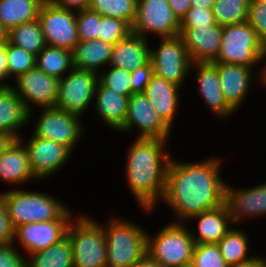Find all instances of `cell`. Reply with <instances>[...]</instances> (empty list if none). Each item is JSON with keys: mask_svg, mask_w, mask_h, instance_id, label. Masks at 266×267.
<instances>
[{"mask_svg": "<svg viewBox=\"0 0 266 267\" xmlns=\"http://www.w3.org/2000/svg\"><path fill=\"white\" fill-rule=\"evenodd\" d=\"M209 156L187 161L171 157L162 203L173 213V222L186 223L192 216L225 203L227 180L222 179V158Z\"/></svg>", "mask_w": 266, "mask_h": 267, "instance_id": "obj_1", "label": "cell"}, {"mask_svg": "<svg viewBox=\"0 0 266 267\" xmlns=\"http://www.w3.org/2000/svg\"><path fill=\"white\" fill-rule=\"evenodd\" d=\"M169 143L170 140L161 138H135L127 147L124 182L137 207L148 214L163 200L172 157L171 150L167 151Z\"/></svg>", "mask_w": 266, "mask_h": 267, "instance_id": "obj_2", "label": "cell"}, {"mask_svg": "<svg viewBox=\"0 0 266 267\" xmlns=\"http://www.w3.org/2000/svg\"><path fill=\"white\" fill-rule=\"evenodd\" d=\"M17 188L4 191L8 217L14 228L31 222L73 219V208L65 205L55 195Z\"/></svg>", "mask_w": 266, "mask_h": 267, "instance_id": "obj_3", "label": "cell"}, {"mask_svg": "<svg viewBox=\"0 0 266 267\" xmlns=\"http://www.w3.org/2000/svg\"><path fill=\"white\" fill-rule=\"evenodd\" d=\"M112 214L108 223H103L107 267H134L147 254L148 231L131 220Z\"/></svg>", "mask_w": 266, "mask_h": 267, "instance_id": "obj_4", "label": "cell"}, {"mask_svg": "<svg viewBox=\"0 0 266 267\" xmlns=\"http://www.w3.org/2000/svg\"><path fill=\"white\" fill-rule=\"evenodd\" d=\"M66 236L72 246L73 267H107L103 222L88 213L74 215Z\"/></svg>", "mask_w": 266, "mask_h": 267, "instance_id": "obj_5", "label": "cell"}, {"mask_svg": "<svg viewBox=\"0 0 266 267\" xmlns=\"http://www.w3.org/2000/svg\"><path fill=\"white\" fill-rule=\"evenodd\" d=\"M188 224L170 221L158 232H147V255L164 267H189L195 242Z\"/></svg>", "mask_w": 266, "mask_h": 267, "instance_id": "obj_6", "label": "cell"}, {"mask_svg": "<svg viewBox=\"0 0 266 267\" xmlns=\"http://www.w3.org/2000/svg\"><path fill=\"white\" fill-rule=\"evenodd\" d=\"M213 62L244 65L257 69L266 65V47L247 22L223 26L222 43Z\"/></svg>", "mask_w": 266, "mask_h": 267, "instance_id": "obj_7", "label": "cell"}, {"mask_svg": "<svg viewBox=\"0 0 266 267\" xmlns=\"http://www.w3.org/2000/svg\"><path fill=\"white\" fill-rule=\"evenodd\" d=\"M39 111L41 113L38 114L39 116H35L34 111L29 112V122H31V119L38 117L34 119L36 122L33 123L32 134L36 137L51 139L60 143L74 153L81 137L86 135L84 132L87 126L82 124L83 118L56 107L41 108Z\"/></svg>", "mask_w": 266, "mask_h": 267, "instance_id": "obj_8", "label": "cell"}, {"mask_svg": "<svg viewBox=\"0 0 266 267\" xmlns=\"http://www.w3.org/2000/svg\"><path fill=\"white\" fill-rule=\"evenodd\" d=\"M157 47H150L154 74L180 87L190 75L192 61L180 35L160 38Z\"/></svg>", "mask_w": 266, "mask_h": 267, "instance_id": "obj_9", "label": "cell"}, {"mask_svg": "<svg viewBox=\"0 0 266 267\" xmlns=\"http://www.w3.org/2000/svg\"><path fill=\"white\" fill-rule=\"evenodd\" d=\"M131 33L147 40L152 34L158 39L175 37L180 34V21L167 0H138Z\"/></svg>", "mask_w": 266, "mask_h": 267, "instance_id": "obj_10", "label": "cell"}, {"mask_svg": "<svg viewBox=\"0 0 266 267\" xmlns=\"http://www.w3.org/2000/svg\"><path fill=\"white\" fill-rule=\"evenodd\" d=\"M98 74L93 71L73 68L59 82L55 107L84 117L93 106Z\"/></svg>", "mask_w": 266, "mask_h": 267, "instance_id": "obj_11", "label": "cell"}, {"mask_svg": "<svg viewBox=\"0 0 266 267\" xmlns=\"http://www.w3.org/2000/svg\"><path fill=\"white\" fill-rule=\"evenodd\" d=\"M172 131L155 111L149 98L144 93H134L129 96L126 120L118 133L127 135L131 132V134L133 133L132 136L137 133L135 138L170 140Z\"/></svg>", "mask_w": 266, "mask_h": 267, "instance_id": "obj_12", "label": "cell"}, {"mask_svg": "<svg viewBox=\"0 0 266 267\" xmlns=\"http://www.w3.org/2000/svg\"><path fill=\"white\" fill-rule=\"evenodd\" d=\"M38 19L46 45L72 51L80 41L76 11L57 7L50 0H45L40 7Z\"/></svg>", "mask_w": 266, "mask_h": 267, "instance_id": "obj_13", "label": "cell"}, {"mask_svg": "<svg viewBox=\"0 0 266 267\" xmlns=\"http://www.w3.org/2000/svg\"><path fill=\"white\" fill-rule=\"evenodd\" d=\"M22 136L19 140L27 150L31 171L39 182L54 176L70 162L73 152L68 147L33 134L31 137L29 134V140H25L24 134Z\"/></svg>", "mask_w": 266, "mask_h": 267, "instance_id": "obj_14", "label": "cell"}, {"mask_svg": "<svg viewBox=\"0 0 266 267\" xmlns=\"http://www.w3.org/2000/svg\"><path fill=\"white\" fill-rule=\"evenodd\" d=\"M13 82L12 88L28 112L33 111L35 107L40 109L55 107L60 79L49 76L35 67L19 75Z\"/></svg>", "mask_w": 266, "mask_h": 267, "instance_id": "obj_15", "label": "cell"}, {"mask_svg": "<svg viewBox=\"0 0 266 267\" xmlns=\"http://www.w3.org/2000/svg\"><path fill=\"white\" fill-rule=\"evenodd\" d=\"M212 63L217 67L224 99L235 112L240 110L242 103L250 96L248 93L253 90L251 88L256 85V81L264 87L265 65L261 69L258 66L259 70L255 72L256 68L244 65Z\"/></svg>", "mask_w": 266, "mask_h": 267, "instance_id": "obj_16", "label": "cell"}, {"mask_svg": "<svg viewBox=\"0 0 266 267\" xmlns=\"http://www.w3.org/2000/svg\"><path fill=\"white\" fill-rule=\"evenodd\" d=\"M235 187L227 182L225 188V204L233 225L245 224L251 218H266V182L247 188Z\"/></svg>", "mask_w": 266, "mask_h": 267, "instance_id": "obj_17", "label": "cell"}, {"mask_svg": "<svg viewBox=\"0 0 266 267\" xmlns=\"http://www.w3.org/2000/svg\"><path fill=\"white\" fill-rule=\"evenodd\" d=\"M72 220H50L31 222L15 227L13 244L19 243L26 258L37 251L60 242L66 237L67 229Z\"/></svg>", "mask_w": 266, "mask_h": 267, "instance_id": "obj_18", "label": "cell"}, {"mask_svg": "<svg viewBox=\"0 0 266 267\" xmlns=\"http://www.w3.org/2000/svg\"><path fill=\"white\" fill-rule=\"evenodd\" d=\"M193 72L198 94L212 116L218 120H229L236 112L224 99L217 67L212 62L192 63L190 75Z\"/></svg>", "mask_w": 266, "mask_h": 267, "instance_id": "obj_19", "label": "cell"}, {"mask_svg": "<svg viewBox=\"0 0 266 267\" xmlns=\"http://www.w3.org/2000/svg\"><path fill=\"white\" fill-rule=\"evenodd\" d=\"M223 26L209 25L195 28H180L187 53L192 63L213 62L220 51Z\"/></svg>", "mask_w": 266, "mask_h": 267, "instance_id": "obj_20", "label": "cell"}, {"mask_svg": "<svg viewBox=\"0 0 266 267\" xmlns=\"http://www.w3.org/2000/svg\"><path fill=\"white\" fill-rule=\"evenodd\" d=\"M181 90L180 86L154 74L144 91L155 111L172 130L181 105Z\"/></svg>", "mask_w": 266, "mask_h": 267, "instance_id": "obj_21", "label": "cell"}, {"mask_svg": "<svg viewBox=\"0 0 266 267\" xmlns=\"http://www.w3.org/2000/svg\"><path fill=\"white\" fill-rule=\"evenodd\" d=\"M196 221L197 230H191L195 244H217L231 229L233 223L227 205L224 203L216 208L204 211L187 220ZM193 231V232H192ZM194 231L196 233H194Z\"/></svg>", "mask_w": 266, "mask_h": 267, "instance_id": "obj_22", "label": "cell"}, {"mask_svg": "<svg viewBox=\"0 0 266 267\" xmlns=\"http://www.w3.org/2000/svg\"><path fill=\"white\" fill-rule=\"evenodd\" d=\"M128 101L129 96L120 95L98 81L93 102L94 115H97L103 126L119 132L126 120Z\"/></svg>", "mask_w": 266, "mask_h": 267, "instance_id": "obj_23", "label": "cell"}, {"mask_svg": "<svg viewBox=\"0 0 266 267\" xmlns=\"http://www.w3.org/2000/svg\"><path fill=\"white\" fill-rule=\"evenodd\" d=\"M0 181L12 187L32 181L39 183L31 171L27 150L19 139L0 156Z\"/></svg>", "mask_w": 266, "mask_h": 267, "instance_id": "obj_24", "label": "cell"}, {"mask_svg": "<svg viewBox=\"0 0 266 267\" xmlns=\"http://www.w3.org/2000/svg\"><path fill=\"white\" fill-rule=\"evenodd\" d=\"M150 42L140 35L130 33L113 46L109 66L133 71L150 61Z\"/></svg>", "mask_w": 266, "mask_h": 267, "instance_id": "obj_25", "label": "cell"}, {"mask_svg": "<svg viewBox=\"0 0 266 267\" xmlns=\"http://www.w3.org/2000/svg\"><path fill=\"white\" fill-rule=\"evenodd\" d=\"M28 122L29 112L15 90L12 87L0 90V133L19 139L22 127L25 129Z\"/></svg>", "mask_w": 266, "mask_h": 267, "instance_id": "obj_26", "label": "cell"}, {"mask_svg": "<svg viewBox=\"0 0 266 267\" xmlns=\"http://www.w3.org/2000/svg\"><path fill=\"white\" fill-rule=\"evenodd\" d=\"M113 46L100 39L79 41L72 50L73 66L99 74L109 66Z\"/></svg>", "mask_w": 266, "mask_h": 267, "instance_id": "obj_27", "label": "cell"}, {"mask_svg": "<svg viewBox=\"0 0 266 267\" xmlns=\"http://www.w3.org/2000/svg\"><path fill=\"white\" fill-rule=\"evenodd\" d=\"M45 0H0V22L9 32L12 28L38 19Z\"/></svg>", "mask_w": 266, "mask_h": 267, "instance_id": "obj_28", "label": "cell"}, {"mask_svg": "<svg viewBox=\"0 0 266 267\" xmlns=\"http://www.w3.org/2000/svg\"><path fill=\"white\" fill-rule=\"evenodd\" d=\"M250 242L249 232L239 226H232L217 245L225 262L231 267L255 257V255H248L251 249Z\"/></svg>", "mask_w": 266, "mask_h": 267, "instance_id": "obj_29", "label": "cell"}, {"mask_svg": "<svg viewBox=\"0 0 266 267\" xmlns=\"http://www.w3.org/2000/svg\"><path fill=\"white\" fill-rule=\"evenodd\" d=\"M26 267H73L72 246L68 237L45 250L30 254L26 258Z\"/></svg>", "mask_w": 266, "mask_h": 267, "instance_id": "obj_30", "label": "cell"}, {"mask_svg": "<svg viewBox=\"0 0 266 267\" xmlns=\"http://www.w3.org/2000/svg\"><path fill=\"white\" fill-rule=\"evenodd\" d=\"M36 67L61 79L74 68L72 51L46 45L36 56Z\"/></svg>", "mask_w": 266, "mask_h": 267, "instance_id": "obj_31", "label": "cell"}, {"mask_svg": "<svg viewBox=\"0 0 266 267\" xmlns=\"http://www.w3.org/2000/svg\"><path fill=\"white\" fill-rule=\"evenodd\" d=\"M8 41L35 56L46 46L39 19L12 28L8 32Z\"/></svg>", "mask_w": 266, "mask_h": 267, "instance_id": "obj_32", "label": "cell"}, {"mask_svg": "<svg viewBox=\"0 0 266 267\" xmlns=\"http://www.w3.org/2000/svg\"><path fill=\"white\" fill-rule=\"evenodd\" d=\"M138 0H91L89 9L108 16L125 21L132 26L137 13Z\"/></svg>", "mask_w": 266, "mask_h": 267, "instance_id": "obj_33", "label": "cell"}, {"mask_svg": "<svg viewBox=\"0 0 266 267\" xmlns=\"http://www.w3.org/2000/svg\"><path fill=\"white\" fill-rule=\"evenodd\" d=\"M250 0H216L212 12L221 26L247 21Z\"/></svg>", "mask_w": 266, "mask_h": 267, "instance_id": "obj_34", "label": "cell"}, {"mask_svg": "<svg viewBox=\"0 0 266 267\" xmlns=\"http://www.w3.org/2000/svg\"><path fill=\"white\" fill-rule=\"evenodd\" d=\"M8 78L12 81L19 75L36 67V56L6 41Z\"/></svg>", "mask_w": 266, "mask_h": 267, "instance_id": "obj_35", "label": "cell"}, {"mask_svg": "<svg viewBox=\"0 0 266 267\" xmlns=\"http://www.w3.org/2000/svg\"><path fill=\"white\" fill-rule=\"evenodd\" d=\"M106 69V70H105ZM98 74V81L106 88L117 92L120 95H132L130 84V71L108 66Z\"/></svg>", "mask_w": 266, "mask_h": 267, "instance_id": "obj_36", "label": "cell"}, {"mask_svg": "<svg viewBox=\"0 0 266 267\" xmlns=\"http://www.w3.org/2000/svg\"><path fill=\"white\" fill-rule=\"evenodd\" d=\"M189 267H229L215 243L195 244Z\"/></svg>", "mask_w": 266, "mask_h": 267, "instance_id": "obj_37", "label": "cell"}, {"mask_svg": "<svg viewBox=\"0 0 266 267\" xmlns=\"http://www.w3.org/2000/svg\"><path fill=\"white\" fill-rule=\"evenodd\" d=\"M131 33V27L120 19L101 16L100 33L98 39L115 45Z\"/></svg>", "mask_w": 266, "mask_h": 267, "instance_id": "obj_38", "label": "cell"}, {"mask_svg": "<svg viewBox=\"0 0 266 267\" xmlns=\"http://www.w3.org/2000/svg\"><path fill=\"white\" fill-rule=\"evenodd\" d=\"M101 15L92 10L76 11V26L80 41L98 39L100 33Z\"/></svg>", "mask_w": 266, "mask_h": 267, "instance_id": "obj_39", "label": "cell"}, {"mask_svg": "<svg viewBox=\"0 0 266 267\" xmlns=\"http://www.w3.org/2000/svg\"><path fill=\"white\" fill-rule=\"evenodd\" d=\"M247 22L256 31L259 40L266 47V4L250 1Z\"/></svg>", "mask_w": 266, "mask_h": 267, "instance_id": "obj_40", "label": "cell"}, {"mask_svg": "<svg viewBox=\"0 0 266 267\" xmlns=\"http://www.w3.org/2000/svg\"><path fill=\"white\" fill-rule=\"evenodd\" d=\"M215 24L216 20L212 9L191 7L187 15L181 20L180 28H195Z\"/></svg>", "mask_w": 266, "mask_h": 267, "instance_id": "obj_41", "label": "cell"}, {"mask_svg": "<svg viewBox=\"0 0 266 267\" xmlns=\"http://www.w3.org/2000/svg\"><path fill=\"white\" fill-rule=\"evenodd\" d=\"M13 243L0 244V267H26V255Z\"/></svg>", "mask_w": 266, "mask_h": 267, "instance_id": "obj_42", "label": "cell"}, {"mask_svg": "<svg viewBox=\"0 0 266 267\" xmlns=\"http://www.w3.org/2000/svg\"><path fill=\"white\" fill-rule=\"evenodd\" d=\"M130 74L131 77L129 81L131 84L132 94L144 93L147 84L154 75L153 66L149 61L146 65L131 71Z\"/></svg>", "mask_w": 266, "mask_h": 267, "instance_id": "obj_43", "label": "cell"}, {"mask_svg": "<svg viewBox=\"0 0 266 267\" xmlns=\"http://www.w3.org/2000/svg\"><path fill=\"white\" fill-rule=\"evenodd\" d=\"M14 230L15 228L8 217L4 192L0 191V244L13 243Z\"/></svg>", "mask_w": 266, "mask_h": 267, "instance_id": "obj_44", "label": "cell"}, {"mask_svg": "<svg viewBox=\"0 0 266 267\" xmlns=\"http://www.w3.org/2000/svg\"><path fill=\"white\" fill-rule=\"evenodd\" d=\"M57 7L70 9L74 11H80L88 9L91 3V0H50Z\"/></svg>", "mask_w": 266, "mask_h": 267, "instance_id": "obj_45", "label": "cell"}, {"mask_svg": "<svg viewBox=\"0 0 266 267\" xmlns=\"http://www.w3.org/2000/svg\"><path fill=\"white\" fill-rule=\"evenodd\" d=\"M173 10L174 15L181 20L187 15L188 10L191 8L190 0H167Z\"/></svg>", "mask_w": 266, "mask_h": 267, "instance_id": "obj_46", "label": "cell"}, {"mask_svg": "<svg viewBox=\"0 0 266 267\" xmlns=\"http://www.w3.org/2000/svg\"><path fill=\"white\" fill-rule=\"evenodd\" d=\"M16 140L15 137L10 134L0 133V156L10 147V145Z\"/></svg>", "mask_w": 266, "mask_h": 267, "instance_id": "obj_47", "label": "cell"}, {"mask_svg": "<svg viewBox=\"0 0 266 267\" xmlns=\"http://www.w3.org/2000/svg\"><path fill=\"white\" fill-rule=\"evenodd\" d=\"M8 78V68L7 66H0V90H4L12 87V83Z\"/></svg>", "mask_w": 266, "mask_h": 267, "instance_id": "obj_48", "label": "cell"}, {"mask_svg": "<svg viewBox=\"0 0 266 267\" xmlns=\"http://www.w3.org/2000/svg\"><path fill=\"white\" fill-rule=\"evenodd\" d=\"M231 267H262V255H256L254 258L246 262H242Z\"/></svg>", "mask_w": 266, "mask_h": 267, "instance_id": "obj_49", "label": "cell"}, {"mask_svg": "<svg viewBox=\"0 0 266 267\" xmlns=\"http://www.w3.org/2000/svg\"><path fill=\"white\" fill-rule=\"evenodd\" d=\"M134 267H164L152 260L147 254Z\"/></svg>", "mask_w": 266, "mask_h": 267, "instance_id": "obj_50", "label": "cell"}, {"mask_svg": "<svg viewBox=\"0 0 266 267\" xmlns=\"http://www.w3.org/2000/svg\"><path fill=\"white\" fill-rule=\"evenodd\" d=\"M216 0H190L191 7L212 9Z\"/></svg>", "mask_w": 266, "mask_h": 267, "instance_id": "obj_51", "label": "cell"}, {"mask_svg": "<svg viewBox=\"0 0 266 267\" xmlns=\"http://www.w3.org/2000/svg\"><path fill=\"white\" fill-rule=\"evenodd\" d=\"M0 66H7L6 42L0 43Z\"/></svg>", "mask_w": 266, "mask_h": 267, "instance_id": "obj_52", "label": "cell"}, {"mask_svg": "<svg viewBox=\"0 0 266 267\" xmlns=\"http://www.w3.org/2000/svg\"><path fill=\"white\" fill-rule=\"evenodd\" d=\"M8 41V31L0 22V43Z\"/></svg>", "mask_w": 266, "mask_h": 267, "instance_id": "obj_53", "label": "cell"}, {"mask_svg": "<svg viewBox=\"0 0 266 267\" xmlns=\"http://www.w3.org/2000/svg\"><path fill=\"white\" fill-rule=\"evenodd\" d=\"M262 267H266V257L262 256Z\"/></svg>", "mask_w": 266, "mask_h": 267, "instance_id": "obj_54", "label": "cell"}, {"mask_svg": "<svg viewBox=\"0 0 266 267\" xmlns=\"http://www.w3.org/2000/svg\"><path fill=\"white\" fill-rule=\"evenodd\" d=\"M264 87L266 88V65H265V75H264Z\"/></svg>", "mask_w": 266, "mask_h": 267, "instance_id": "obj_55", "label": "cell"}, {"mask_svg": "<svg viewBox=\"0 0 266 267\" xmlns=\"http://www.w3.org/2000/svg\"><path fill=\"white\" fill-rule=\"evenodd\" d=\"M250 1H258V2H261V3H265L266 4V0H250Z\"/></svg>", "mask_w": 266, "mask_h": 267, "instance_id": "obj_56", "label": "cell"}]
</instances>
